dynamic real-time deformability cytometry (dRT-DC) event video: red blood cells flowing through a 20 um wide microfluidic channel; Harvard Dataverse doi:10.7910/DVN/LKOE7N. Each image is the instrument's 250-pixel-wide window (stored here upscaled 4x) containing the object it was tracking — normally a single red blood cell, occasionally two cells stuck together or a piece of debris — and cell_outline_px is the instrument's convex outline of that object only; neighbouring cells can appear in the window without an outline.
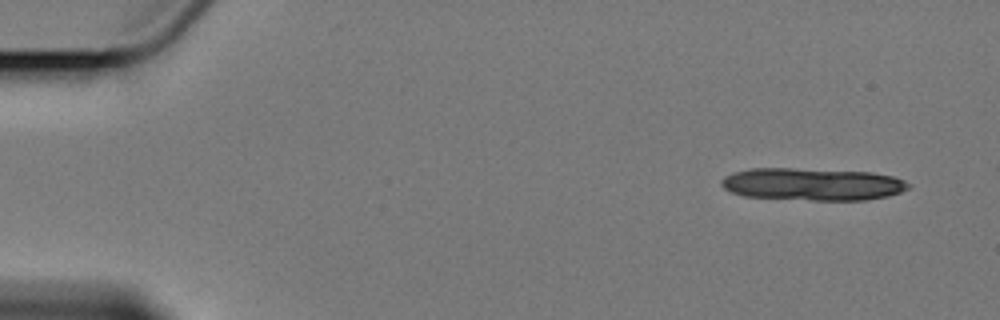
{"species": "Egyptian fruit bat (a non-hibernating species)", "species_latin": "Rousettus aegyptiacus", "temperature_condition": "cold", "stored_images_in_passage": 4, "camera_frame_rate_fps": 3000, "um_per_image_px": 0.085, "animal": {"sex": "female"}, "frame": {"image": 1, "passage_image": 1, "time_ms": 0.0, "image_size_px": [1000, 320], "cell_outline_px": [[912, 184], [908, 188], [900, 192], [888, 196], [868, 200], [812, 200], [744, 196], [732, 192], [724, 188], [720, 184], [720, 180], [724, 176], [732, 172], [748, 168], [792, 168], [872, 172], [892, 176], [904, 180]], "centroid_in_image_um": [69.04, 15.65], "position_along_channel_um": 16.0, "area_um2": 35.55}}